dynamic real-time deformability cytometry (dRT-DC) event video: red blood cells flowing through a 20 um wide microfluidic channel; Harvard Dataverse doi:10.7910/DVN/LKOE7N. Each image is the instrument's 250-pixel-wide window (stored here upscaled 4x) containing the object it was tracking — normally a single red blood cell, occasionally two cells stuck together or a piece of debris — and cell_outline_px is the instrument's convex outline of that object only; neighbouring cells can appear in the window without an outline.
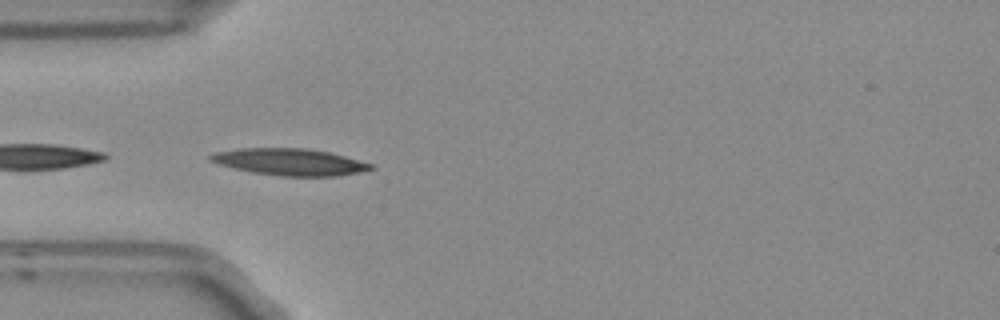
{"species": "Egyptian fruit bat (a non-hibernating species)", "species_latin": "Rousettus aegyptiacus", "temperature_condition": "room temperature", "stored_images_in_passage": 5, "camera_frame_rate_fps": 3000, "um_per_image_px": 0.085, "frame": {"image": 1, "passage_image": 4, "time_ms": 1.0, "image_size_px": [1000, 320], "cell_outline_px": [[376, 168], [336, 176], [280, 176], [252, 172], [232, 168], [208, 160], [208, 156], [216, 152], [236, 148], [304, 148], [328, 152], [376, 164]], "centroid_in_image_um": [24.62, 13.76], "position_along_channel_um": 60.4, "area_um2": 25.03}}